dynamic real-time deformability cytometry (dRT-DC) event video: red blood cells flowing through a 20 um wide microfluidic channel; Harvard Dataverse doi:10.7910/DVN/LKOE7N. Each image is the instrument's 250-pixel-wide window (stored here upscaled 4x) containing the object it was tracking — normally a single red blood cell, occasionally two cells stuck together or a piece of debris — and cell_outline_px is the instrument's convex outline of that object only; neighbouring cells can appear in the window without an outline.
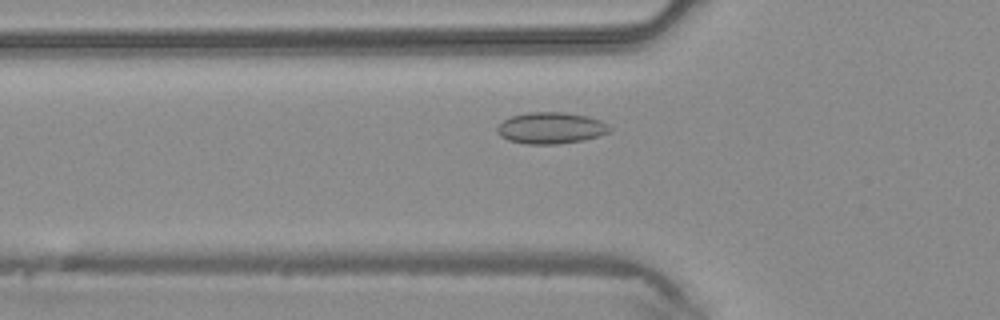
{"species": "common noctule bat (a hibernating species)", "species_latin": "Nyctalus noctula", "temperature_condition": "warm", "stored_images_in_passage": 39, "camera_frame_rate_fps": 3000, "um_per_image_px": 0.085, "animal": {"sex": "male", "body_mass_g": 20.4}, "frame": {"image": 1, "passage_image": 10, "time_ms": 3.0, "image_size_px": [1000, 320], "cell_outline_px": [[612, 128], [608, 132], [600, 136], [584, 140], [556, 144], [524, 144], [508, 140], [500, 136], [496, 132], [496, 128], [504, 120], [512, 116], [528, 112], [564, 112], [588, 116], [600, 120], [608, 124]], "centroid_in_image_um": [46.83, 10.88], "position_along_channel_um": 79.0, "area_um2": 20.75}}
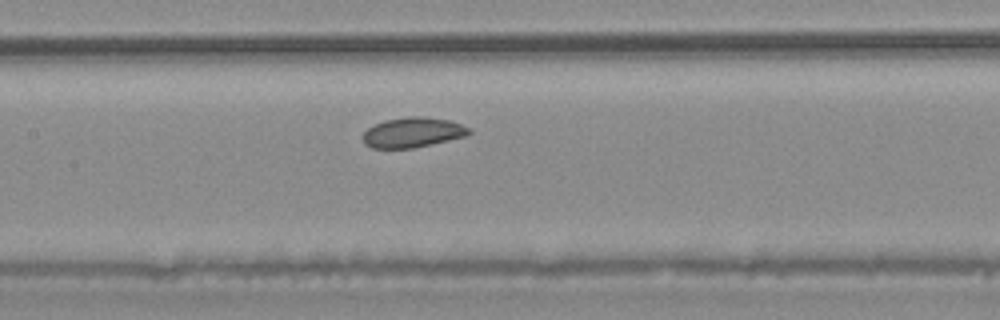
{"frame": {"image": 2, "passage_image": 16, "time_ms": 5.0, "image_size_px": [1000, 320], "cell_outline_px": [[472, 132], [464, 136], [448, 140], [412, 148], [372, 148], [364, 144], [364, 132], [368, 128], [384, 120], [408, 116], [424, 116], [448, 120], [460, 124], [468, 128]], "centroid_in_image_um": [35.06, 11.25], "position_along_channel_um": 172.3, "area_um2": 18.32}}
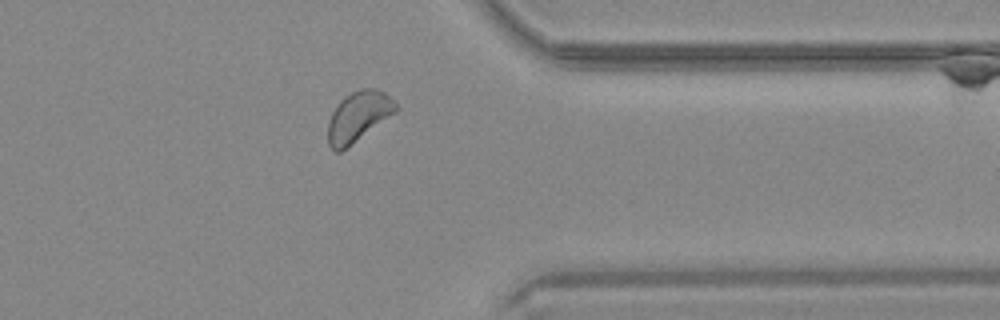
{"frame": {"image": 3, "passage_image": 30, "time_ms": 9.667, "image_size_px": [1000, 320], "cell_outline_px": [[396, 112], [340, 152], [336, 152], [328, 144], [328, 120], [332, 112], [340, 100], [344, 96], [360, 88], [376, 88], [384, 92], [396, 104]], "centroid_in_image_um": [30.43, 9.89], "position_along_channel_um": 381.0, "area_um2": 19.54}}